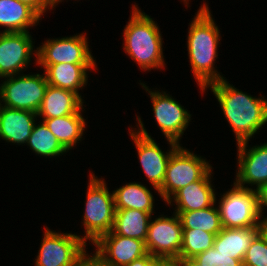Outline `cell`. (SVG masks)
Returning <instances> with one entry per match:
<instances>
[{
    "label": "cell",
    "mask_w": 267,
    "mask_h": 266,
    "mask_svg": "<svg viewBox=\"0 0 267 266\" xmlns=\"http://www.w3.org/2000/svg\"><path fill=\"white\" fill-rule=\"evenodd\" d=\"M41 16L28 4L18 0H0V26L5 33L29 32L27 28L39 23Z\"/></svg>",
    "instance_id": "44dd1931"
},
{
    "label": "cell",
    "mask_w": 267,
    "mask_h": 266,
    "mask_svg": "<svg viewBox=\"0 0 267 266\" xmlns=\"http://www.w3.org/2000/svg\"><path fill=\"white\" fill-rule=\"evenodd\" d=\"M5 78L0 84V102H4L2 106L37 113L49 85L45 73L16 74Z\"/></svg>",
    "instance_id": "52a82bcc"
},
{
    "label": "cell",
    "mask_w": 267,
    "mask_h": 266,
    "mask_svg": "<svg viewBox=\"0 0 267 266\" xmlns=\"http://www.w3.org/2000/svg\"><path fill=\"white\" fill-rule=\"evenodd\" d=\"M211 174L212 168L200 180L178 190L167 204L175 202V212L201 210L212 206L217 200L211 184Z\"/></svg>",
    "instance_id": "2e32d148"
},
{
    "label": "cell",
    "mask_w": 267,
    "mask_h": 266,
    "mask_svg": "<svg viewBox=\"0 0 267 266\" xmlns=\"http://www.w3.org/2000/svg\"><path fill=\"white\" fill-rule=\"evenodd\" d=\"M0 102V138L26 144L35 125L37 113L2 106Z\"/></svg>",
    "instance_id": "e0dca14e"
},
{
    "label": "cell",
    "mask_w": 267,
    "mask_h": 266,
    "mask_svg": "<svg viewBox=\"0 0 267 266\" xmlns=\"http://www.w3.org/2000/svg\"><path fill=\"white\" fill-rule=\"evenodd\" d=\"M137 6H132L131 18L124 29L123 48L142 70L162 69L165 64L159 26Z\"/></svg>",
    "instance_id": "3957f363"
},
{
    "label": "cell",
    "mask_w": 267,
    "mask_h": 266,
    "mask_svg": "<svg viewBox=\"0 0 267 266\" xmlns=\"http://www.w3.org/2000/svg\"><path fill=\"white\" fill-rule=\"evenodd\" d=\"M62 0H53V5H54V7L56 6V5H58V3H60Z\"/></svg>",
    "instance_id": "8d00e7d4"
},
{
    "label": "cell",
    "mask_w": 267,
    "mask_h": 266,
    "mask_svg": "<svg viewBox=\"0 0 267 266\" xmlns=\"http://www.w3.org/2000/svg\"><path fill=\"white\" fill-rule=\"evenodd\" d=\"M30 149L38 155L45 157L60 156L67 153L54 134L47 128L44 122L34 125L26 143Z\"/></svg>",
    "instance_id": "484cf974"
},
{
    "label": "cell",
    "mask_w": 267,
    "mask_h": 266,
    "mask_svg": "<svg viewBox=\"0 0 267 266\" xmlns=\"http://www.w3.org/2000/svg\"><path fill=\"white\" fill-rule=\"evenodd\" d=\"M182 233L181 221L176 213L172 217L161 215L155 220L150 219L145 240L147 253L171 264L179 259Z\"/></svg>",
    "instance_id": "30bf717a"
},
{
    "label": "cell",
    "mask_w": 267,
    "mask_h": 266,
    "mask_svg": "<svg viewBox=\"0 0 267 266\" xmlns=\"http://www.w3.org/2000/svg\"><path fill=\"white\" fill-rule=\"evenodd\" d=\"M170 266H204L194 258H179L173 261Z\"/></svg>",
    "instance_id": "d6a6232c"
},
{
    "label": "cell",
    "mask_w": 267,
    "mask_h": 266,
    "mask_svg": "<svg viewBox=\"0 0 267 266\" xmlns=\"http://www.w3.org/2000/svg\"><path fill=\"white\" fill-rule=\"evenodd\" d=\"M243 266H267V238L261 231L246 250Z\"/></svg>",
    "instance_id": "83f0119b"
},
{
    "label": "cell",
    "mask_w": 267,
    "mask_h": 266,
    "mask_svg": "<svg viewBox=\"0 0 267 266\" xmlns=\"http://www.w3.org/2000/svg\"><path fill=\"white\" fill-rule=\"evenodd\" d=\"M248 141L237 144L238 172L234 183L245 188L244 184L256 185L258 191L267 183V143L247 149Z\"/></svg>",
    "instance_id": "9a60e30c"
},
{
    "label": "cell",
    "mask_w": 267,
    "mask_h": 266,
    "mask_svg": "<svg viewBox=\"0 0 267 266\" xmlns=\"http://www.w3.org/2000/svg\"><path fill=\"white\" fill-rule=\"evenodd\" d=\"M140 85L150 95L156 122L167 141L171 140L179 144V140L191 120L190 113L166 92L150 91L145 84L140 83Z\"/></svg>",
    "instance_id": "7c38bea8"
},
{
    "label": "cell",
    "mask_w": 267,
    "mask_h": 266,
    "mask_svg": "<svg viewBox=\"0 0 267 266\" xmlns=\"http://www.w3.org/2000/svg\"><path fill=\"white\" fill-rule=\"evenodd\" d=\"M77 266H95V256H89L87 253Z\"/></svg>",
    "instance_id": "836d02e7"
},
{
    "label": "cell",
    "mask_w": 267,
    "mask_h": 266,
    "mask_svg": "<svg viewBox=\"0 0 267 266\" xmlns=\"http://www.w3.org/2000/svg\"><path fill=\"white\" fill-rule=\"evenodd\" d=\"M95 266H108V265L103 264L99 259L95 257Z\"/></svg>",
    "instance_id": "d590c367"
},
{
    "label": "cell",
    "mask_w": 267,
    "mask_h": 266,
    "mask_svg": "<svg viewBox=\"0 0 267 266\" xmlns=\"http://www.w3.org/2000/svg\"><path fill=\"white\" fill-rule=\"evenodd\" d=\"M83 106V99L75 92L48 85L37 116L57 118L76 113Z\"/></svg>",
    "instance_id": "d6986e66"
},
{
    "label": "cell",
    "mask_w": 267,
    "mask_h": 266,
    "mask_svg": "<svg viewBox=\"0 0 267 266\" xmlns=\"http://www.w3.org/2000/svg\"><path fill=\"white\" fill-rule=\"evenodd\" d=\"M116 210L136 209L153 213L154 199L151 191L136 182L128 183L113 191Z\"/></svg>",
    "instance_id": "cb8c5ba5"
},
{
    "label": "cell",
    "mask_w": 267,
    "mask_h": 266,
    "mask_svg": "<svg viewBox=\"0 0 267 266\" xmlns=\"http://www.w3.org/2000/svg\"><path fill=\"white\" fill-rule=\"evenodd\" d=\"M258 202H259V212L260 217L263 218L262 215L263 207H267V183L264 184L258 191Z\"/></svg>",
    "instance_id": "1f68e13d"
},
{
    "label": "cell",
    "mask_w": 267,
    "mask_h": 266,
    "mask_svg": "<svg viewBox=\"0 0 267 266\" xmlns=\"http://www.w3.org/2000/svg\"><path fill=\"white\" fill-rule=\"evenodd\" d=\"M23 3L28 4L30 7H32L40 16L46 12V9H53V0H18Z\"/></svg>",
    "instance_id": "4dcf8cb0"
},
{
    "label": "cell",
    "mask_w": 267,
    "mask_h": 266,
    "mask_svg": "<svg viewBox=\"0 0 267 266\" xmlns=\"http://www.w3.org/2000/svg\"><path fill=\"white\" fill-rule=\"evenodd\" d=\"M96 64H71L60 63L41 65L49 85L75 92L80 98V90L87 85V70L96 69Z\"/></svg>",
    "instance_id": "ac0fdd59"
},
{
    "label": "cell",
    "mask_w": 267,
    "mask_h": 266,
    "mask_svg": "<svg viewBox=\"0 0 267 266\" xmlns=\"http://www.w3.org/2000/svg\"><path fill=\"white\" fill-rule=\"evenodd\" d=\"M93 245L97 247L93 255L108 266H125L147 254L144 241L111 231L99 237Z\"/></svg>",
    "instance_id": "5bb4252c"
},
{
    "label": "cell",
    "mask_w": 267,
    "mask_h": 266,
    "mask_svg": "<svg viewBox=\"0 0 267 266\" xmlns=\"http://www.w3.org/2000/svg\"><path fill=\"white\" fill-rule=\"evenodd\" d=\"M211 168L201 156L180 145L168 161L165 178L158 194L167 202L178 190L200 180Z\"/></svg>",
    "instance_id": "5b68a950"
},
{
    "label": "cell",
    "mask_w": 267,
    "mask_h": 266,
    "mask_svg": "<svg viewBox=\"0 0 267 266\" xmlns=\"http://www.w3.org/2000/svg\"><path fill=\"white\" fill-rule=\"evenodd\" d=\"M261 231V225L245 228H224L215 236L213 247L224 255L243 261L252 240Z\"/></svg>",
    "instance_id": "ffe728a7"
},
{
    "label": "cell",
    "mask_w": 267,
    "mask_h": 266,
    "mask_svg": "<svg viewBox=\"0 0 267 266\" xmlns=\"http://www.w3.org/2000/svg\"><path fill=\"white\" fill-rule=\"evenodd\" d=\"M188 29L187 48L191 70L204 92L209 84L224 78L214 67L218 58L220 32L206 3L200 7Z\"/></svg>",
    "instance_id": "7a4b0ae2"
},
{
    "label": "cell",
    "mask_w": 267,
    "mask_h": 266,
    "mask_svg": "<svg viewBox=\"0 0 267 266\" xmlns=\"http://www.w3.org/2000/svg\"><path fill=\"white\" fill-rule=\"evenodd\" d=\"M137 117L140 131L130 129V136L135 143L139 162L146 177L154 189L159 192L158 189L162 186L165 178L168 161L180 144L168 140L171 149L168 150L169 152H163L144 128L141 118Z\"/></svg>",
    "instance_id": "9c48e42d"
},
{
    "label": "cell",
    "mask_w": 267,
    "mask_h": 266,
    "mask_svg": "<svg viewBox=\"0 0 267 266\" xmlns=\"http://www.w3.org/2000/svg\"><path fill=\"white\" fill-rule=\"evenodd\" d=\"M152 214L136 209L116 210L111 232L145 242Z\"/></svg>",
    "instance_id": "603a6c76"
},
{
    "label": "cell",
    "mask_w": 267,
    "mask_h": 266,
    "mask_svg": "<svg viewBox=\"0 0 267 266\" xmlns=\"http://www.w3.org/2000/svg\"><path fill=\"white\" fill-rule=\"evenodd\" d=\"M214 93L236 136L237 144L249 141L267 123V99L236 89L225 78L207 86Z\"/></svg>",
    "instance_id": "6da1fadb"
},
{
    "label": "cell",
    "mask_w": 267,
    "mask_h": 266,
    "mask_svg": "<svg viewBox=\"0 0 267 266\" xmlns=\"http://www.w3.org/2000/svg\"><path fill=\"white\" fill-rule=\"evenodd\" d=\"M215 234L198 230L183 229L179 258H194L197 254L213 247Z\"/></svg>",
    "instance_id": "4316f807"
},
{
    "label": "cell",
    "mask_w": 267,
    "mask_h": 266,
    "mask_svg": "<svg viewBox=\"0 0 267 266\" xmlns=\"http://www.w3.org/2000/svg\"><path fill=\"white\" fill-rule=\"evenodd\" d=\"M45 229L35 266H77L83 260L87 243L82 237Z\"/></svg>",
    "instance_id": "ba28073f"
},
{
    "label": "cell",
    "mask_w": 267,
    "mask_h": 266,
    "mask_svg": "<svg viewBox=\"0 0 267 266\" xmlns=\"http://www.w3.org/2000/svg\"><path fill=\"white\" fill-rule=\"evenodd\" d=\"M219 202L221 223L224 228H245L261 225L258 192L249 187L233 184Z\"/></svg>",
    "instance_id": "8992f818"
},
{
    "label": "cell",
    "mask_w": 267,
    "mask_h": 266,
    "mask_svg": "<svg viewBox=\"0 0 267 266\" xmlns=\"http://www.w3.org/2000/svg\"><path fill=\"white\" fill-rule=\"evenodd\" d=\"M216 202L205 209L174 212L179 216L183 229H198L217 235L222 229L220 212Z\"/></svg>",
    "instance_id": "d4e9b609"
},
{
    "label": "cell",
    "mask_w": 267,
    "mask_h": 266,
    "mask_svg": "<svg viewBox=\"0 0 267 266\" xmlns=\"http://www.w3.org/2000/svg\"><path fill=\"white\" fill-rule=\"evenodd\" d=\"M83 106L74 114L42 119L47 128L54 134L60 144L68 151L82 139L85 119L81 114Z\"/></svg>",
    "instance_id": "7402d4cb"
},
{
    "label": "cell",
    "mask_w": 267,
    "mask_h": 266,
    "mask_svg": "<svg viewBox=\"0 0 267 266\" xmlns=\"http://www.w3.org/2000/svg\"><path fill=\"white\" fill-rule=\"evenodd\" d=\"M194 259L204 266H243L242 260L231 258L230 255H224L214 247L197 254Z\"/></svg>",
    "instance_id": "f1b7e54d"
},
{
    "label": "cell",
    "mask_w": 267,
    "mask_h": 266,
    "mask_svg": "<svg viewBox=\"0 0 267 266\" xmlns=\"http://www.w3.org/2000/svg\"><path fill=\"white\" fill-rule=\"evenodd\" d=\"M85 34L47 40L37 48L36 62L39 65L60 63L96 64L89 50Z\"/></svg>",
    "instance_id": "8fae6325"
},
{
    "label": "cell",
    "mask_w": 267,
    "mask_h": 266,
    "mask_svg": "<svg viewBox=\"0 0 267 266\" xmlns=\"http://www.w3.org/2000/svg\"><path fill=\"white\" fill-rule=\"evenodd\" d=\"M261 232L265 235L267 238V216L265 218L261 219Z\"/></svg>",
    "instance_id": "e575fe53"
},
{
    "label": "cell",
    "mask_w": 267,
    "mask_h": 266,
    "mask_svg": "<svg viewBox=\"0 0 267 266\" xmlns=\"http://www.w3.org/2000/svg\"><path fill=\"white\" fill-rule=\"evenodd\" d=\"M29 33L0 32V78L20 74L30 63L32 54L37 56Z\"/></svg>",
    "instance_id": "4fadbf2b"
},
{
    "label": "cell",
    "mask_w": 267,
    "mask_h": 266,
    "mask_svg": "<svg viewBox=\"0 0 267 266\" xmlns=\"http://www.w3.org/2000/svg\"><path fill=\"white\" fill-rule=\"evenodd\" d=\"M90 174L83 216L85 236H82V239L85 243L88 239L94 243L99 237L109 233L112 230L116 212L113 192L108 191L104 179Z\"/></svg>",
    "instance_id": "277c9868"
},
{
    "label": "cell",
    "mask_w": 267,
    "mask_h": 266,
    "mask_svg": "<svg viewBox=\"0 0 267 266\" xmlns=\"http://www.w3.org/2000/svg\"><path fill=\"white\" fill-rule=\"evenodd\" d=\"M125 266H170V264L166 260L153 257L147 253L145 256H142Z\"/></svg>",
    "instance_id": "f546056e"
}]
</instances>
